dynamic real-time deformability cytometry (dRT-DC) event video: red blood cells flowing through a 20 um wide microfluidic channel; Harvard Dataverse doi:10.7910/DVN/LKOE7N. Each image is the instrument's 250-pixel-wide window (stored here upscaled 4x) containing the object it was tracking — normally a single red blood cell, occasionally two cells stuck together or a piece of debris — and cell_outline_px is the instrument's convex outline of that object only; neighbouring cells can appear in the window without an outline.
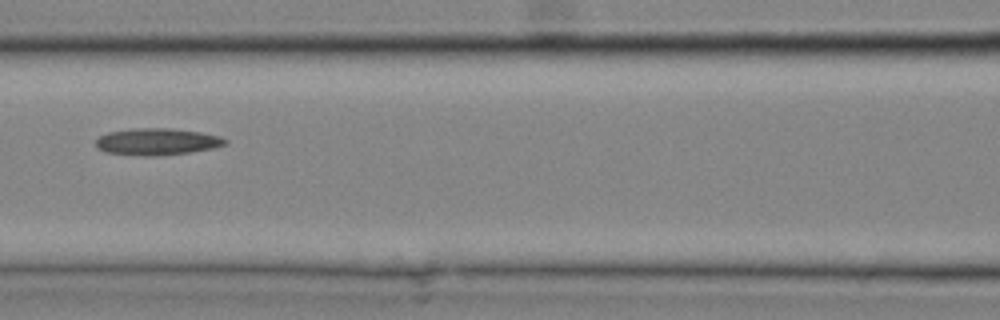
{"species": "common noctule bat (a hibernating species)", "species_latin": "Nyctalus noctula", "temperature_condition": "cold", "stored_images_in_passage": 12, "camera_frame_rate_fps": 3000, "um_per_image_px": 0.085, "animal": {"sex": "male", "body_mass_g": 20.4}, "frame": {"image": 1, "passage_image": 9, "time_ms": 2.667, "image_size_px": [1000, 320], "cell_outline_px": [[228, 144], [212, 148], [188, 152], [160, 156], [140, 156], [104, 152], [96, 148], [96, 140], [100, 136], [108, 132], [136, 128], [168, 128], [200, 132], [220, 136], [228, 140]], "centroid_in_image_um": [13.33, 12.05], "position_along_channel_um": 153.3, "area_um2": 20.29}}